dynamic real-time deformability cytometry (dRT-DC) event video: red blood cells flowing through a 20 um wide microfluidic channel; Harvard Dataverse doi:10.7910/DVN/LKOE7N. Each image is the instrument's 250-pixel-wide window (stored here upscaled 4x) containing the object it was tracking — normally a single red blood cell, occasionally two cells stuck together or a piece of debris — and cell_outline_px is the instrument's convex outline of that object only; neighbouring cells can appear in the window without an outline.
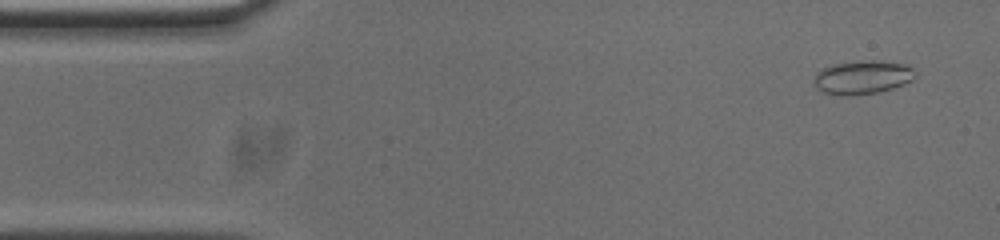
{"species": "common noctule bat (a hibernating species)", "species_latin": "Nyctalus noctula", "temperature_condition": "cold", "stored_images_in_passage": 53, "camera_frame_rate_fps": 3000, "um_per_image_px": 0.085, "animal": {"sex": "male", "body_mass_g": 20.0, "forearm_length_mm": 53.3}, "frame": {"image": 1, "passage_image": 3, "time_ms": 0.667, "image_size_px": [1000, 240], "cell_outline_px": [[916, 76], [912, 80], [904, 84], [892, 88], [876, 92], [848, 96], [824, 92], [816, 88], [812, 80], [816, 72], [824, 68], [836, 64], [860, 60], [880, 60], [904, 64], [912, 68]], "centroid_in_image_um": [73.3, 6.56], "position_along_channel_um": 11.7, "area_um2": 19.77}}
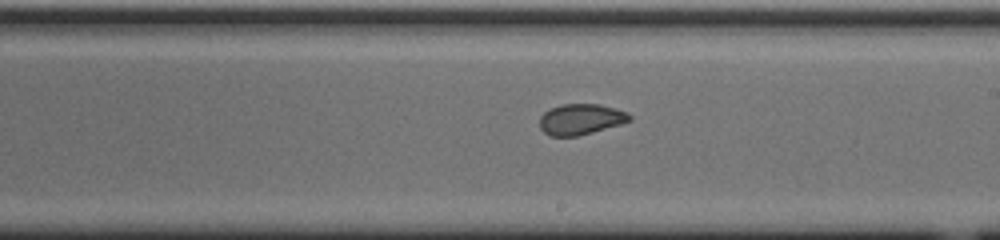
{"frame": {"image": 2, "passage_image": 29, "time_ms": 9.333, "image_size_px": [1000, 240], "cell_outline_px": [[632, 120], [620, 124], [592, 132], [576, 136], [552, 136], [544, 132], [540, 128], [540, 116], [544, 112], [560, 104], [600, 104], [616, 108], [628, 112], [632, 116]], "centroid_in_image_um": [49.38, 10.12], "position_along_channel_um": 239.6, "area_um2": 16.13}}
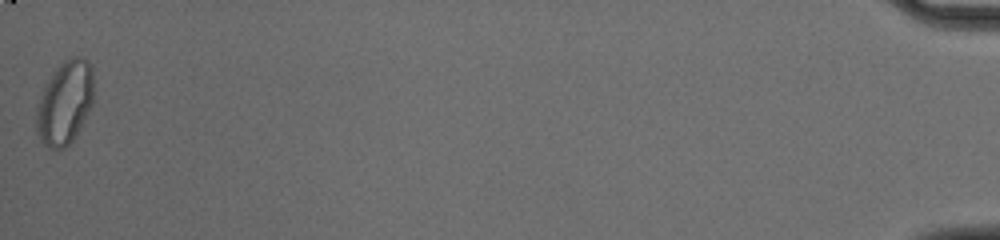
{"frame": {"image": 3, "passage_image": 53, "time_ms": 17.333, "image_size_px": [1000, 240], "cell_outline_px": [[92, 104], [80, 128], [72, 140], [64, 148], [48, 148], [40, 140], [36, 132], [36, 108], [44, 84], [52, 72], [68, 56], [84, 56], [88, 60], [92, 68]], "centroid_in_image_um": [5.49, 8.69], "position_along_channel_um": 429.7, "area_um2": 28.03}, "authors_computed_cell_mechanics": {"area_um2": 17.3978, "velocity_mm_per_s": 3.7406, "shape_relaxation_time_tau1_ms": 10.3769, "shape_relaxation_time_tau2_ms": 1.1775, "deformation_change_tau1": 0.1285, "deformation_change_tau2": 0.0456}}